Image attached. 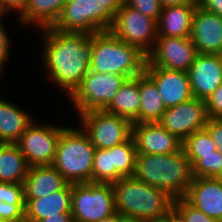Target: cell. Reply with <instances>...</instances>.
Segmentation results:
<instances>
[{
    "label": "cell",
    "mask_w": 222,
    "mask_h": 222,
    "mask_svg": "<svg viewBox=\"0 0 222 222\" xmlns=\"http://www.w3.org/2000/svg\"><path fill=\"white\" fill-rule=\"evenodd\" d=\"M42 34V66L49 78L68 98L79 86L91 59L88 33L61 32L51 27L39 29ZM66 92V93H65Z\"/></svg>",
    "instance_id": "1"
},
{
    "label": "cell",
    "mask_w": 222,
    "mask_h": 222,
    "mask_svg": "<svg viewBox=\"0 0 222 222\" xmlns=\"http://www.w3.org/2000/svg\"><path fill=\"white\" fill-rule=\"evenodd\" d=\"M90 42L91 59L85 75L113 73L129 79L144 73L147 55L109 30L90 35Z\"/></svg>",
    "instance_id": "2"
},
{
    "label": "cell",
    "mask_w": 222,
    "mask_h": 222,
    "mask_svg": "<svg viewBox=\"0 0 222 222\" xmlns=\"http://www.w3.org/2000/svg\"><path fill=\"white\" fill-rule=\"evenodd\" d=\"M134 177L166 190L176 198L185 197L192 182V166L184 150L173 154L137 153Z\"/></svg>",
    "instance_id": "3"
},
{
    "label": "cell",
    "mask_w": 222,
    "mask_h": 222,
    "mask_svg": "<svg viewBox=\"0 0 222 222\" xmlns=\"http://www.w3.org/2000/svg\"><path fill=\"white\" fill-rule=\"evenodd\" d=\"M116 212L121 216L151 220L174 211V200L166 190L150 186L133 177L112 183Z\"/></svg>",
    "instance_id": "4"
},
{
    "label": "cell",
    "mask_w": 222,
    "mask_h": 222,
    "mask_svg": "<svg viewBox=\"0 0 222 222\" xmlns=\"http://www.w3.org/2000/svg\"><path fill=\"white\" fill-rule=\"evenodd\" d=\"M94 151L81 127H66L59 137L52 166L70 184L92 182Z\"/></svg>",
    "instance_id": "5"
},
{
    "label": "cell",
    "mask_w": 222,
    "mask_h": 222,
    "mask_svg": "<svg viewBox=\"0 0 222 222\" xmlns=\"http://www.w3.org/2000/svg\"><path fill=\"white\" fill-rule=\"evenodd\" d=\"M123 3L124 0H67L51 28L89 35L107 31Z\"/></svg>",
    "instance_id": "6"
},
{
    "label": "cell",
    "mask_w": 222,
    "mask_h": 222,
    "mask_svg": "<svg viewBox=\"0 0 222 222\" xmlns=\"http://www.w3.org/2000/svg\"><path fill=\"white\" fill-rule=\"evenodd\" d=\"M71 202L74 222H98L117 213L111 183L72 184Z\"/></svg>",
    "instance_id": "7"
},
{
    "label": "cell",
    "mask_w": 222,
    "mask_h": 222,
    "mask_svg": "<svg viewBox=\"0 0 222 222\" xmlns=\"http://www.w3.org/2000/svg\"><path fill=\"white\" fill-rule=\"evenodd\" d=\"M127 78L113 73L85 75L67 98L80 115L92 110H105Z\"/></svg>",
    "instance_id": "8"
},
{
    "label": "cell",
    "mask_w": 222,
    "mask_h": 222,
    "mask_svg": "<svg viewBox=\"0 0 222 222\" xmlns=\"http://www.w3.org/2000/svg\"><path fill=\"white\" fill-rule=\"evenodd\" d=\"M79 126L97 149L120 145L132 137L133 123L124 117L92 110L78 115Z\"/></svg>",
    "instance_id": "9"
},
{
    "label": "cell",
    "mask_w": 222,
    "mask_h": 222,
    "mask_svg": "<svg viewBox=\"0 0 222 222\" xmlns=\"http://www.w3.org/2000/svg\"><path fill=\"white\" fill-rule=\"evenodd\" d=\"M109 31L121 41L138 47L146 55L158 37L157 21L125 3L114 15Z\"/></svg>",
    "instance_id": "10"
},
{
    "label": "cell",
    "mask_w": 222,
    "mask_h": 222,
    "mask_svg": "<svg viewBox=\"0 0 222 222\" xmlns=\"http://www.w3.org/2000/svg\"><path fill=\"white\" fill-rule=\"evenodd\" d=\"M66 127L36 123V119L27 127L16 144L29 167L52 165L59 137Z\"/></svg>",
    "instance_id": "11"
},
{
    "label": "cell",
    "mask_w": 222,
    "mask_h": 222,
    "mask_svg": "<svg viewBox=\"0 0 222 222\" xmlns=\"http://www.w3.org/2000/svg\"><path fill=\"white\" fill-rule=\"evenodd\" d=\"M197 54L190 37H157L145 67L188 72Z\"/></svg>",
    "instance_id": "12"
},
{
    "label": "cell",
    "mask_w": 222,
    "mask_h": 222,
    "mask_svg": "<svg viewBox=\"0 0 222 222\" xmlns=\"http://www.w3.org/2000/svg\"><path fill=\"white\" fill-rule=\"evenodd\" d=\"M209 121L205 101L193 98L167 108L158 123L181 141L205 128Z\"/></svg>",
    "instance_id": "13"
},
{
    "label": "cell",
    "mask_w": 222,
    "mask_h": 222,
    "mask_svg": "<svg viewBox=\"0 0 222 222\" xmlns=\"http://www.w3.org/2000/svg\"><path fill=\"white\" fill-rule=\"evenodd\" d=\"M144 73L157 86L166 108L193 99L188 72L168 70L162 67H145Z\"/></svg>",
    "instance_id": "14"
},
{
    "label": "cell",
    "mask_w": 222,
    "mask_h": 222,
    "mask_svg": "<svg viewBox=\"0 0 222 222\" xmlns=\"http://www.w3.org/2000/svg\"><path fill=\"white\" fill-rule=\"evenodd\" d=\"M132 137L137 153L173 154L182 150L183 141L158 122L133 124Z\"/></svg>",
    "instance_id": "15"
},
{
    "label": "cell",
    "mask_w": 222,
    "mask_h": 222,
    "mask_svg": "<svg viewBox=\"0 0 222 222\" xmlns=\"http://www.w3.org/2000/svg\"><path fill=\"white\" fill-rule=\"evenodd\" d=\"M190 38L199 54L222 52V17L200 5L194 13Z\"/></svg>",
    "instance_id": "16"
},
{
    "label": "cell",
    "mask_w": 222,
    "mask_h": 222,
    "mask_svg": "<svg viewBox=\"0 0 222 222\" xmlns=\"http://www.w3.org/2000/svg\"><path fill=\"white\" fill-rule=\"evenodd\" d=\"M194 98L205 101L222 84V64L218 54H197L188 70Z\"/></svg>",
    "instance_id": "17"
},
{
    "label": "cell",
    "mask_w": 222,
    "mask_h": 222,
    "mask_svg": "<svg viewBox=\"0 0 222 222\" xmlns=\"http://www.w3.org/2000/svg\"><path fill=\"white\" fill-rule=\"evenodd\" d=\"M184 198L208 217L222 220V182L216 178L193 177Z\"/></svg>",
    "instance_id": "18"
},
{
    "label": "cell",
    "mask_w": 222,
    "mask_h": 222,
    "mask_svg": "<svg viewBox=\"0 0 222 222\" xmlns=\"http://www.w3.org/2000/svg\"><path fill=\"white\" fill-rule=\"evenodd\" d=\"M68 182L52 165L29 167L24 186V199H39L63 189Z\"/></svg>",
    "instance_id": "19"
},
{
    "label": "cell",
    "mask_w": 222,
    "mask_h": 222,
    "mask_svg": "<svg viewBox=\"0 0 222 222\" xmlns=\"http://www.w3.org/2000/svg\"><path fill=\"white\" fill-rule=\"evenodd\" d=\"M199 4L162 8L157 21L158 37H190L194 13Z\"/></svg>",
    "instance_id": "20"
},
{
    "label": "cell",
    "mask_w": 222,
    "mask_h": 222,
    "mask_svg": "<svg viewBox=\"0 0 222 222\" xmlns=\"http://www.w3.org/2000/svg\"><path fill=\"white\" fill-rule=\"evenodd\" d=\"M72 184L68 183L63 189L43 196L39 199H24L25 214L38 222L50 216H60V213H71Z\"/></svg>",
    "instance_id": "21"
},
{
    "label": "cell",
    "mask_w": 222,
    "mask_h": 222,
    "mask_svg": "<svg viewBox=\"0 0 222 222\" xmlns=\"http://www.w3.org/2000/svg\"><path fill=\"white\" fill-rule=\"evenodd\" d=\"M33 121L30 112L0 98V143L16 144Z\"/></svg>",
    "instance_id": "22"
},
{
    "label": "cell",
    "mask_w": 222,
    "mask_h": 222,
    "mask_svg": "<svg viewBox=\"0 0 222 222\" xmlns=\"http://www.w3.org/2000/svg\"><path fill=\"white\" fill-rule=\"evenodd\" d=\"M140 103L139 76H136L125 80L105 111L138 124Z\"/></svg>",
    "instance_id": "23"
},
{
    "label": "cell",
    "mask_w": 222,
    "mask_h": 222,
    "mask_svg": "<svg viewBox=\"0 0 222 222\" xmlns=\"http://www.w3.org/2000/svg\"><path fill=\"white\" fill-rule=\"evenodd\" d=\"M67 0H28L25 12L17 19L22 26L36 29L51 27L61 14Z\"/></svg>",
    "instance_id": "24"
},
{
    "label": "cell",
    "mask_w": 222,
    "mask_h": 222,
    "mask_svg": "<svg viewBox=\"0 0 222 222\" xmlns=\"http://www.w3.org/2000/svg\"><path fill=\"white\" fill-rule=\"evenodd\" d=\"M29 165L17 144L0 143V182L23 183Z\"/></svg>",
    "instance_id": "25"
},
{
    "label": "cell",
    "mask_w": 222,
    "mask_h": 222,
    "mask_svg": "<svg viewBox=\"0 0 222 222\" xmlns=\"http://www.w3.org/2000/svg\"><path fill=\"white\" fill-rule=\"evenodd\" d=\"M139 123L158 122L167 109L155 83L145 74L139 76Z\"/></svg>",
    "instance_id": "26"
},
{
    "label": "cell",
    "mask_w": 222,
    "mask_h": 222,
    "mask_svg": "<svg viewBox=\"0 0 222 222\" xmlns=\"http://www.w3.org/2000/svg\"><path fill=\"white\" fill-rule=\"evenodd\" d=\"M137 150L133 137L111 147L112 167H115V182L122 177H133L136 168Z\"/></svg>",
    "instance_id": "27"
},
{
    "label": "cell",
    "mask_w": 222,
    "mask_h": 222,
    "mask_svg": "<svg viewBox=\"0 0 222 222\" xmlns=\"http://www.w3.org/2000/svg\"><path fill=\"white\" fill-rule=\"evenodd\" d=\"M186 156L192 165L200 155L214 154L216 144L211 140L209 132L204 128L187 137L182 144Z\"/></svg>",
    "instance_id": "28"
},
{
    "label": "cell",
    "mask_w": 222,
    "mask_h": 222,
    "mask_svg": "<svg viewBox=\"0 0 222 222\" xmlns=\"http://www.w3.org/2000/svg\"><path fill=\"white\" fill-rule=\"evenodd\" d=\"M115 167H112L111 148H95L92 167V183H114Z\"/></svg>",
    "instance_id": "29"
},
{
    "label": "cell",
    "mask_w": 222,
    "mask_h": 222,
    "mask_svg": "<svg viewBox=\"0 0 222 222\" xmlns=\"http://www.w3.org/2000/svg\"><path fill=\"white\" fill-rule=\"evenodd\" d=\"M191 166L193 177L216 178L222 169V154L215 150L214 154L200 155Z\"/></svg>",
    "instance_id": "30"
},
{
    "label": "cell",
    "mask_w": 222,
    "mask_h": 222,
    "mask_svg": "<svg viewBox=\"0 0 222 222\" xmlns=\"http://www.w3.org/2000/svg\"><path fill=\"white\" fill-rule=\"evenodd\" d=\"M174 212L177 214L179 222H222V220L208 217L184 197L174 200Z\"/></svg>",
    "instance_id": "31"
},
{
    "label": "cell",
    "mask_w": 222,
    "mask_h": 222,
    "mask_svg": "<svg viewBox=\"0 0 222 222\" xmlns=\"http://www.w3.org/2000/svg\"><path fill=\"white\" fill-rule=\"evenodd\" d=\"M0 201L11 205H25L23 183L0 182Z\"/></svg>",
    "instance_id": "32"
},
{
    "label": "cell",
    "mask_w": 222,
    "mask_h": 222,
    "mask_svg": "<svg viewBox=\"0 0 222 222\" xmlns=\"http://www.w3.org/2000/svg\"><path fill=\"white\" fill-rule=\"evenodd\" d=\"M124 3L156 21L161 15L162 6L159 0H124Z\"/></svg>",
    "instance_id": "33"
},
{
    "label": "cell",
    "mask_w": 222,
    "mask_h": 222,
    "mask_svg": "<svg viewBox=\"0 0 222 222\" xmlns=\"http://www.w3.org/2000/svg\"><path fill=\"white\" fill-rule=\"evenodd\" d=\"M6 15L0 14V71L3 73L4 69L7 65L6 61L8 62L9 54L11 52L12 42L10 40V36L5 29V23H2V20L4 19ZM11 42V44H10ZM6 64V65H5ZM5 66V67H4Z\"/></svg>",
    "instance_id": "34"
},
{
    "label": "cell",
    "mask_w": 222,
    "mask_h": 222,
    "mask_svg": "<svg viewBox=\"0 0 222 222\" xmlns=\"http://www.w3.org/2000/svg\"><path fill=\"white\" fill-rule=\"evenodd\" d=\"M209 119H222V84L205 100Z\"/></svg>",
    "instance_id": "35"
},
{
    "label": "cell",
    "mask_w": 222,
    "mask_h": 222,
    "mask_svg": "<svg viewBox=\"0 0 222 222\" xmlns=\"http://www.w3.org/2000/svg\"><path fill=\"white\" fill-rule=\"evenodd\" d=\"M25 214V205H11L0 201V221L12 222Z\"/></svg>",
    "instance_id": "36"
},
{
    "label": "cell",
    "mask_w": 222,
    "mask_h": 222,
    "mask_svg": "<svg viewBox=\"0 0 222 222\" xmlns=\"http://www.w3.org/2000/svg\"><path fill=\"white\" fill-rule=\"evenodd\" d=\"M28 0H0V14L7 15L9 12H17L19 18L26 9Z\"/></svg>",
    "instance_id": "37"
},
{
    "label": "cell",
    "mask_w": 222,
    "mask_h": 222,
    "mask_svg": "<svg viewBox=\"0 0 222 222\" xmlns=\"http://www.w3.org/2000/svg\"><path fill=\"white\" fill-rule=\"evenodd\" d=\"M211 140L216 144L217 150L222 154V119H209L205 126Z\"/></svg>",
    "instance_id": "38"
},
{
    "label": "cell",
    "mask_w": 222,
    "mask_h": 222,
    "mask_svg": "<svg viewBox=\"0 0 222 222\" xmlns=\"http://www.w3.org/2000/svg\"><path fill=\"white\" fill-rule=\"evenodd\" d=\"M199 5L205 10L222 17V0H201Z\"/></svg>",
    "instance_id": "39"
},
{
    "label": "cell",
    "mask_w": 222,
    "mask_h": 222,
    "mask_svg": "<svg viewBox=\"0 0 222 222\" xmlns=\"http://www.w3.org/2000/svg\"><path fill=\"white\" fill-rule=\"evenodd\" d=\"M38 222H74L71 213H60V216H50Z\"/></svg>",
    "instance_id": "40"
},
{
    "label": "cell",
    "mask_w": 222,
    "mask_h": 222,
    "mask_svg": "<svg viewBox=\"0 0 222 222\" xmlns=\"http://www.w3.org/2000/svg\"><path fill=\"white\" fill-rule=\"evenodd\" d=\"M162 8L167 6L199 4L196 0H159Z\"/></svg>",
    "instance_id": "41"
},
{
    "label": "cell",
    "mask_w": 222,
    "mask_h": 222,
    "mask_svg": "<svg viewBox=\"0 0 222 222\" xmlns=\"http://www.w3.org/2000/svg\"><path fill=\"white\" fill-rule=\"evenodd\" d=\"M178 221H179L178 216L174 211H172L167 216L147 220V222H178Z\"/></svg>",
    "instance_id": "42"
},
{
    "label": "cell",
    "mask_w": 222,
    "mask_h": 222,
    "mask_svg": "<svg viewBox=\"0 0 222 222\" xmlns=\"http://www.w3.org/2000/svg\"><path fill=\"white\" fill-rule=\"evenodd\" d=\"M98 222H122V216L119 213H116L115 215L99 220Z\"/></svg>",
    "instance_id": "43"
},
{
    "label": "cell",
    "mask_w": 222,
    "mask_h": 222,
    "mask_svg": "<svg viewBox=\"0 0 222 222\" xmlns=\"http://www.w3.org/2000/svg\"><path fill=\"white\" fill-rule=\"evenodd\" d=\"M122 222H147V221L140 218H131V217L122 216Z\"/></svg>",
    "instance_id": "44"
},
{
    "label": "cell",
    "mask_w": 222,
    "mask_h": 222,
    "mask_svg": "<svg viewBox=\"0 0 222 222\" xmlns=\"http://www.w3.org/2000/svg\"><path fill=\"white\" fill-rule=\"evenodd\" d=\"M13 222H35V221H33L30 217L24 214L22 217L15 219Z\"/></svg>",
    "instance_id": "45"
},
{
    "label": "cell",
    "mask_w": 222,
    "mask_h": 222,
    "mask_svg": "<svg viewBox=\"0 0 222 222\" xmlns=\"http://www.w3.org/2000/svg\"><path fill=\"white\" fill-rule=\"evenodd\" d=\"M216 179L222 182V169L220 173L218 174V176L216 177Z\"/></svg>",
    "instance_id": "46"
},
{
    "label": "cell",
    "mask_w": 222,
    "mask_h": 222,
    "mask_svg": "<svg viewBox=\"0 0 222 222\" xmlns=\"http://www.w3.org/2000/svg\"><path fill=\"white\" fill-rule=\"evenodd\" d=\"M220 60H221V64H222V52L220 54H218Z\"/></svg>",
    "instance_id": "47"
}]
</instances>
